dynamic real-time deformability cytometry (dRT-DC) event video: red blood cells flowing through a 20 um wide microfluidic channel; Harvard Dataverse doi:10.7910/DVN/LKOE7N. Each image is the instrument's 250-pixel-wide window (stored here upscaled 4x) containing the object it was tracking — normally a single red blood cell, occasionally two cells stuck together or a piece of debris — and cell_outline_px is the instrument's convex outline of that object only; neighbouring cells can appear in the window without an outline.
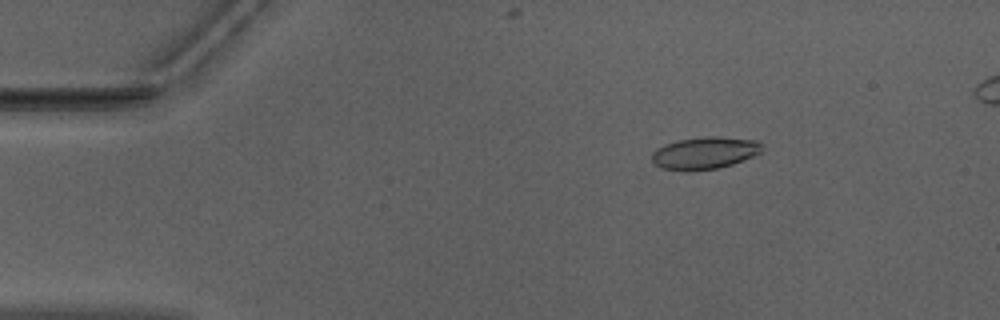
{"species": "Egyptian fruit bat (a non-hibernating species)", "species_latin": "Rousettus aegyptiacus", "temperature_condition": "warm", "stored_images_in_passage": 52, "camera_frame_rate_fps": 3000, "um_per_image_px": 0.085, "animal": {"sex": "male"}, "frame": {"image": 1, "passage_image": 8, "time_ms": 2.333, "image_size_px": [1000, 320], "cell_outline_px": [[760, 152], [752, 156], [732, 164], [716, 168], [660, 168], [652, 160], [652, 152], [656, 148], [664, 144], [680, 140], [708, 136], [716, 136], [756, 140], [760, 144]], "centroid_in_image_um": [59.89, 12.96], "position_along_channel_um": 25.1, "area_um2": 19.71}}
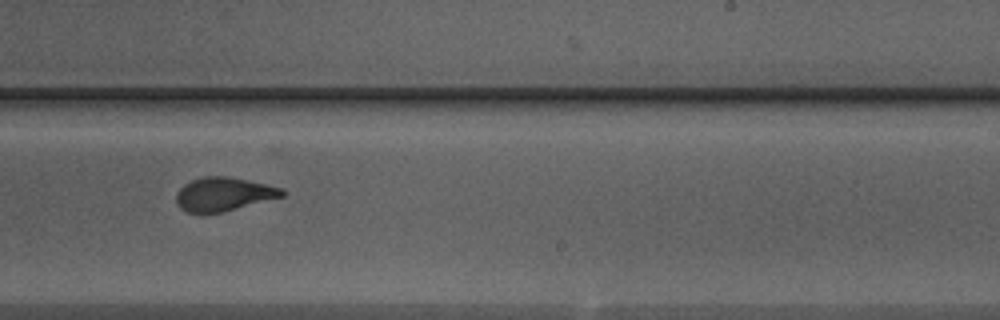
{"frame": {"image": 2, "passage_image": 32, "time_ms": 10.333, "image_size_px": [1000, 320], "cell_outline_px": [[284, 196], [224, 212], [188, 212], [180, 208], [176, 204], [176, 192], [184, 184], [192, 180], [204, 176], [228, 176], [268, 184], [284, 188]], "centroid_in_image_um": [19.02, 16.49], "position_along_channel_um": 270.0, "area_um2": 20.81}}
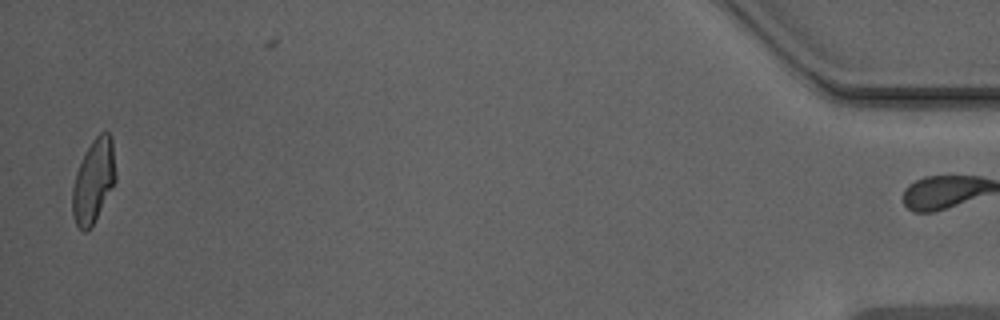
{"frame": {"image": 3, "passage_image": 51, "time_ms": 16.667, "image_size_px": [1000, 320], "cell_outline_px": [[116, 180], [92, 224], [84, 232], [76, 224], [72, 212], [72, 188], [76, 172], [92, 140], [100, 132], [108, 132], [112, 136], [116, 172]], "centroid_in_image_um": [7.96, 15.33], "position_along_channel_um": 427.2, "area_um2": 20.63}, "authors_computed_cell_mechanics": {"area_um2": 20.9525, "velocity_mm_per_s": 3.9678, "shape_relaxation_time_tau1_ms": 7.7864, "shape_relaxation_time_tau2_ms": 1.0041, "deformation_change_tau1": 0.2397, "deformation_change_tau2": 0.0643}}